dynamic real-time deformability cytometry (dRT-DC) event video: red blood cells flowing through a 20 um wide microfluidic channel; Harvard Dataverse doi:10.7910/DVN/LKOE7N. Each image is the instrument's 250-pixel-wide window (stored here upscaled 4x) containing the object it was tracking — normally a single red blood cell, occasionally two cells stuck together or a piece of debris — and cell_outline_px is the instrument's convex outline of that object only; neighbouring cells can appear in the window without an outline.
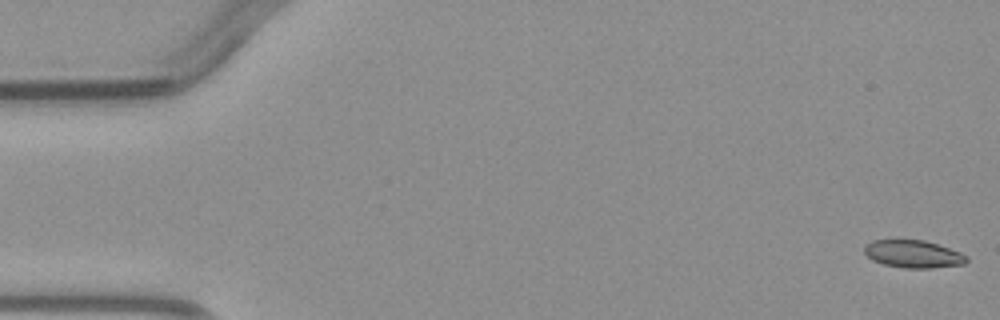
{"species": "common noctule bat (a hibernating species)", "species_latin": "Nyctalus noctula", "temperature_condition": "warm", "stored_images_in_passage": 5, "camera_frame_rate_fps": 3000, "um_per_image_px": 0.085, "animal": {"sex": "male", "body_mass_g": 23.1, "forearm_length_mm": 52.7}, "frame": {"image": 1, "passage_image": 1, "time_ms": 0.0, "image_size_px": [1000, 320], "cell_outline_px": [[968, 260], [964, 264], [932, 268], [904, 268], [884, 264], [872, 260], [864, 252], [864, 244], [872, 240], [924, 240], [960, 252], [968, 256]], "centroid_in_image_um": [77.61, 21.59], "position_along_channel_um": 7.4, "area_um2": 16.42}}
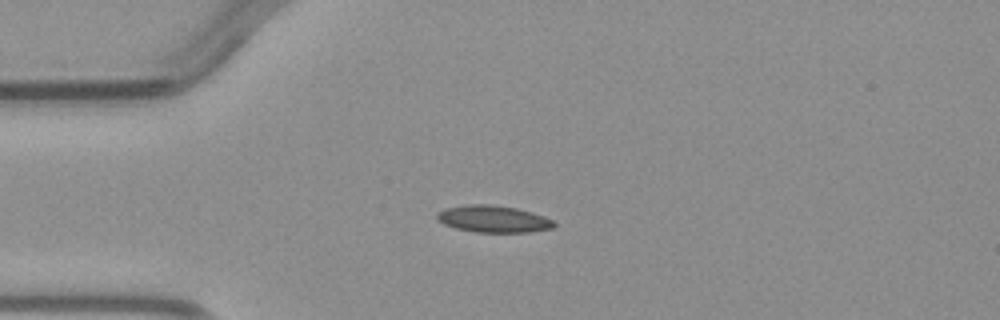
{"frame": {"image": 2, "passage_image": 4, "time_ms": 3.667, "image_size_px": [1000, 320], "cell_outline_px": [[556, 224], [552, 228], [528, 232], [476, 232], [456, 228], [444, 224], [436, 216], [436, 212], [444, 208], [464, 204], [492, 204], [516, 208], [532, 212], [544, 216], [552, 220]], "centroid_in_image_um": [41.91, 18.6], "position_along_channel_um": 43.1, "area_um2": 18.38}}